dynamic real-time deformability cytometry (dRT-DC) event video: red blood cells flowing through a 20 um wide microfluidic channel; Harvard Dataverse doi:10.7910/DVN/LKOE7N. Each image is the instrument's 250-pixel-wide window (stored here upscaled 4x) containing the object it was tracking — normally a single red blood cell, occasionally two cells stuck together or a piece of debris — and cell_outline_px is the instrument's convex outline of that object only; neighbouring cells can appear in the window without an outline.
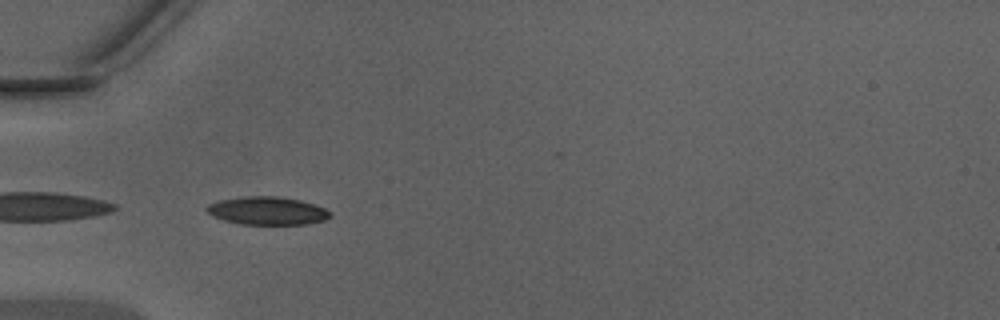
{"species": "Egyptian fruit bat (a non-hibernating species)", "species_latin": "Rousettus aegyptiacus", "temperature_condition": "warm", "stored_images_in_passage": 39, "camera_frame_rate_fps": 3000, "um_per_image_px": 0.085, "animal": {"sex": "male"}, "frame": {"image": 1, "passage_image": 15, "time_ms": 4.667, "image_size_px": [1000, 320], "cell_outline_px": [[332, 216], [324, 220], [308, 224], [240, 224], [224, 220], [212, 216], [204, 208], [208, 204], [220, 200], [244, 196], [276, 196], [300, 200], [324, 208], [332, 212]], "centroid_in_image_um": [22.71, 17.91], "position_along_channel_um": 62.3, "area_um2": 20.17}}
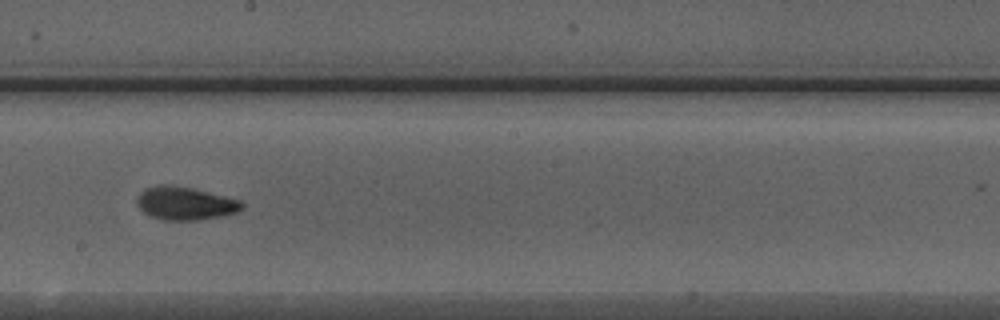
{"frame": {"image": 2, "passage_image": 27, "time_ms": 8.667, "image_size_px": [1000, 320], "cell_outline_px": [[244, 208], [236, 212], [224, 216], [200, 220], [164, 220], [152, 216], [144, 212], [136, 204], [136, 196], [140, 192], [148, 188], [164, 184], [192, 188], [240, 200], [244, 204]], "centroid_in_image_um": [15.75, 17.3], "position_along_channel_um": 232.4, "area_um2": 20.17}}
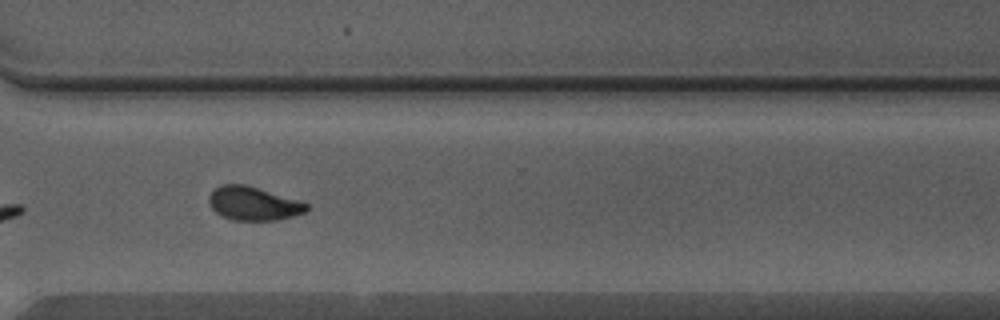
{"frame": {"image": 3, "passage_image": 35, "time_ms": 11.333, "image_size_px": [1000, 320], "cell_outline_px": [[308, 208], [304, 212], [292, 216], [276, 220], [232, 220], [216, 212], [212, 208], [208, 200], [208, 196], [220, 184], [244, 184], [296, 200], [308, 204]], "centroid_in_image_um": [21.49, 17.3], "position_along_channel_um": 349.1, "area_um2": 18.67}}